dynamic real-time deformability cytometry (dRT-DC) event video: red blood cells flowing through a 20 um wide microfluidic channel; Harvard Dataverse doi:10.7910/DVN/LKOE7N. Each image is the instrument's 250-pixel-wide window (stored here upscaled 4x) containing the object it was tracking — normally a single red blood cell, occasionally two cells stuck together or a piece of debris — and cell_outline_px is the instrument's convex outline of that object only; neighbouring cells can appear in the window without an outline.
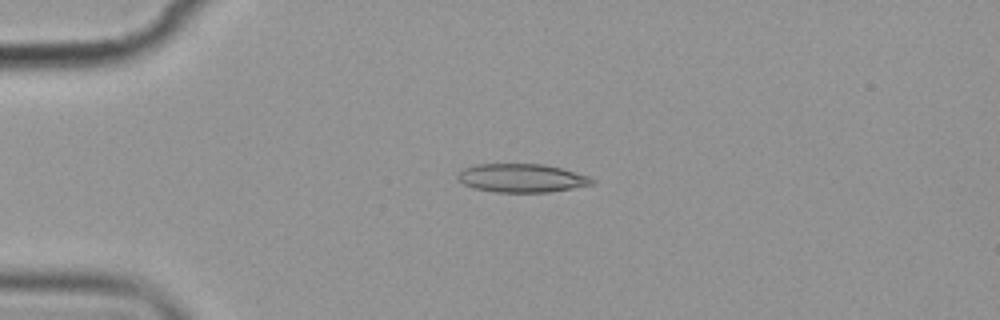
{"species": "common noctule bat (a hibernating species)", "species_latin": "Nyctalus noctula", "temperature_condition": "cold", "stored_images_in_passage": 4, "camera_frame_rate_fps": 3000, "um_per_image_px": 0.085, "animal": {"sex": "female", "body_mass_g": 19.9}, "frame": {"image": 1, "passage_image": 3, "time_ms": 2.333, "image_size_px": [1000, 320], "cell_outline_px": [[596, 180], [592, 184], [572, 188], [548, 192], [496, 192], [472, 188], [464, 184], [456, 176], [464, 168], [476, 164], [544, 164], [560, 168], [588, 176]], "centroid_in_image_um": [44.32, 15.13], "position_along_channel_um": 40.7, "area_um2": 22.14}}